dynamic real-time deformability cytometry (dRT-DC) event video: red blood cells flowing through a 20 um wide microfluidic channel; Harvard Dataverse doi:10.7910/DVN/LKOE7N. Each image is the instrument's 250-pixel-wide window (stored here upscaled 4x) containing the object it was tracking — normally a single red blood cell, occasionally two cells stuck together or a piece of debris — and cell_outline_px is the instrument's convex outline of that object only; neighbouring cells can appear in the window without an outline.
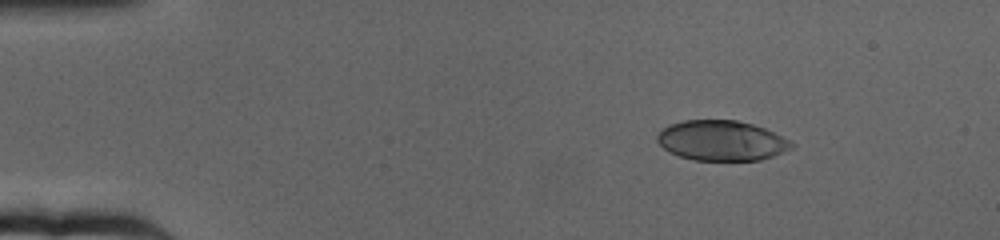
{"species": "human", "species_latin": "Homo sapiens", "temperature_condition": "cold", "stored_images_in_passage": 56, "camera_frame_rate_fps": 3000, "um_per_image_px": 0.085, "donor": {"sex": "female"}, "frame": {"image": 1, "passage_image": 1, "time_ms": 0.0, "image_size_px": [1000, 240], "cell_outline_px": [[792, 148], [784, 152], [760, 160], [692, 160], [668, 152], [656, 140], [656, 136], [668, 124], [684, 120], [736, 120], [752, 124], [764, 128], [788, 140], [792, 144]], "centroid_in_image_um": [61.29, 11.95], "position_along_channel_um": 23.7, "area_um2": 31.21}}
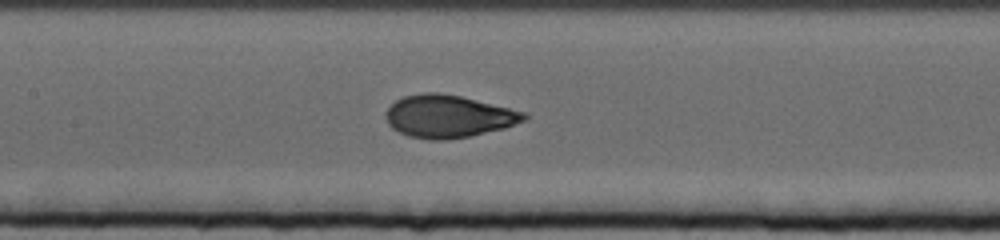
{"frame": {"image": 2, "passage_image": 23, "time_ms": 7.333, "image_size_px": [1000, 240], "cell_outline_px": [[528, 120], [504, 128], [472, 136], [448, 140], [428, 140], [408, 136], [392, 128], [388, 124], [384, 116], [388, 108], [396, 100], [404, 96], [424, 92], [440, 92], [460, 96], [528, 112]], "centroid_in_image_um": [38.14, 9.89], "position_along_channel_um": 169.3, "area_um2": 34.68}}
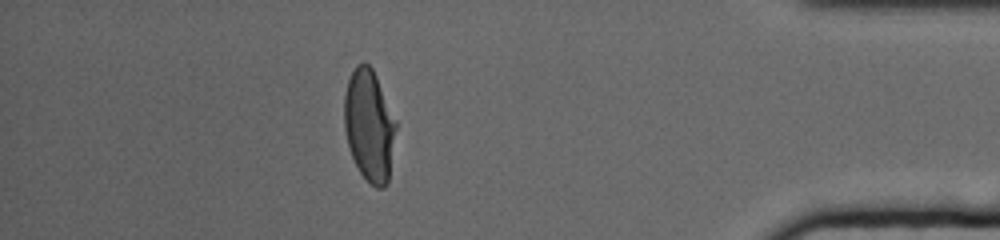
{"frame": {"image": 3, "passage_image": 49, "time_ms": 16.0, "image_size_px": [1000, 240], "cell_outline_px": [[396, 128], [388, 184], [384, 188], [376, 188], [360, 172], [352, 156], [348, 144], [344, 128], [344, 96], [348, 80], [356, 64], [364, 60], [372, 68], [376, 76], [396, 120]], "centroid_in_image_um": [31.38, 10.64], "position_along_channel_um": 403.8, "area_um2": 33.58}, "authors_computed_cell_mechanics": {"area_um2": 33.813, "velocity_mm_per_s": 3.1498, "shape_relaxation_time_tau1_ms": 5.2946, "shape_relaxation_time_tau2_ms": null, "deformation_change_tau1": 0.2155, "deformation_change_tau2": null}}